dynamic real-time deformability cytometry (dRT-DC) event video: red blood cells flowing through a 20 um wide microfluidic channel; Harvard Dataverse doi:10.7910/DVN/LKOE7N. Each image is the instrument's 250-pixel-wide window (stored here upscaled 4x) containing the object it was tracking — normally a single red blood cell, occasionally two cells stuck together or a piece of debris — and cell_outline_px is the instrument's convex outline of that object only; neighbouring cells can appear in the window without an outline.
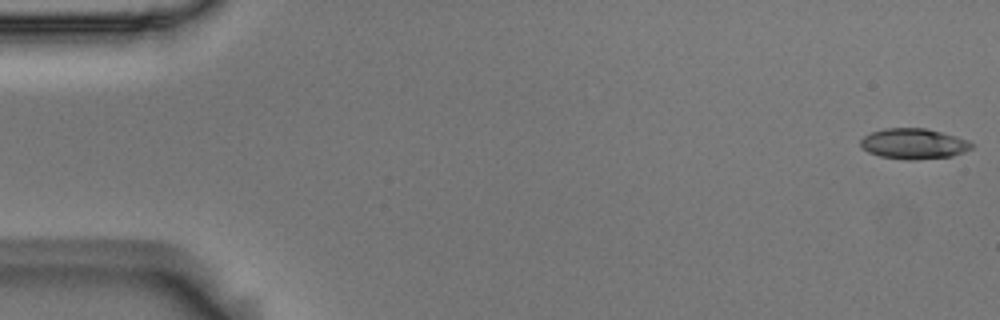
{"species": "Egyptian fruit bat (a non-hibernating species)", "species_latin": "Rousettus aegyptiacus", "temperature_condition": "room temperature", "stored_images_in_passage": 50, "camera_frame_rate_fps": 3000, "um_per_image_px": 0.085, "animal": {"sex": "male"}, "frame": {"image": 1, "passage_image": 1, "time_ms": 0.0, "image_size_px": [1000, 320], "cell_outline_px": [[972, 148], [964, 152], [952, 156], [916, 160], [908, 160], [880, 156], [868, 152], [860, 144], [860, 140], [864, 136], [872, 132], [884, 128], [924, 128], [956, 136], [968, 140], [972, 144]], "centroid_in_image_um": [77.66, 12.22], "position_along_channel_um": 7.3, "area_um2": 19.65}}
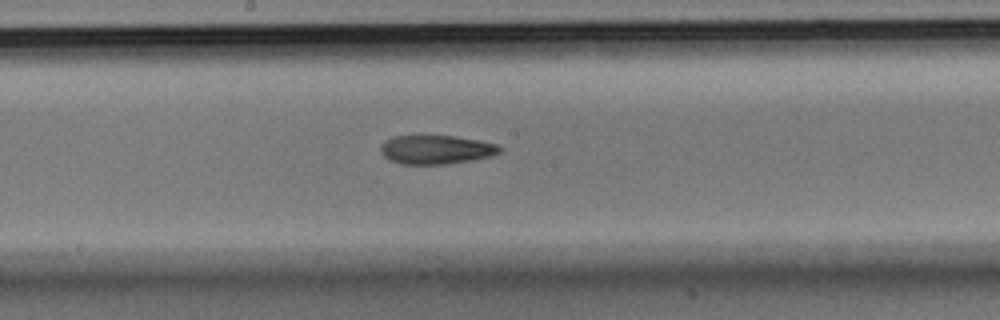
{"frame": {"image": 2, "passage_image": 29, "time_ms": 9.333, "image_size_px": [1000, 320], "cell_outline_px": [[504, 148], [500, 152], [488, 156], [472, 160], [448, 164], [400, 164], [388, 160], [380, 152], [380, 148], [384, 140], [392, 136], [456, 136], [480, 140], [496, 144]], "centroid_in_image_um": [37.04, 12.71], "position_along_channel_um": 211.2, "area_um2": 20.17}}
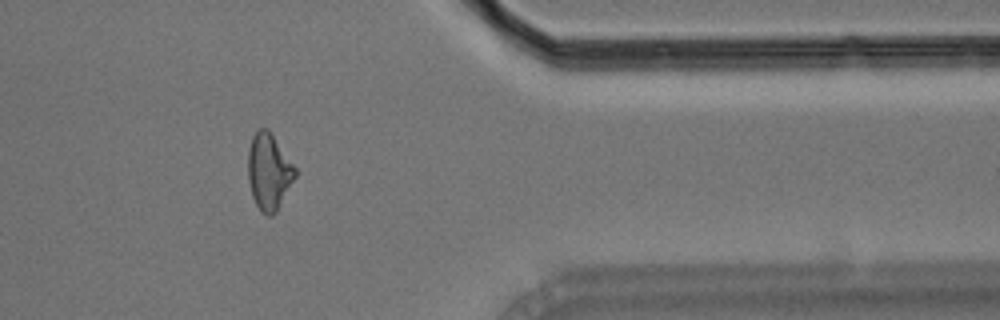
{"frame": {"image": 3, "passage_image": 45, "time_ms": 14.667, "image_size_px": [1000, 320], "cell_outline_px": [[296, 176], [276, 212], [272, 216], [268, 216], [260, 212], [252, 196], [248, 180], [248, 148], [252, 136], [260, 128], [268, 128], [296, 168]], "centroid_in_image_um": [22.84, 14.6], "position_along_channel_um": 388.6, "area_um2": 20.98}}